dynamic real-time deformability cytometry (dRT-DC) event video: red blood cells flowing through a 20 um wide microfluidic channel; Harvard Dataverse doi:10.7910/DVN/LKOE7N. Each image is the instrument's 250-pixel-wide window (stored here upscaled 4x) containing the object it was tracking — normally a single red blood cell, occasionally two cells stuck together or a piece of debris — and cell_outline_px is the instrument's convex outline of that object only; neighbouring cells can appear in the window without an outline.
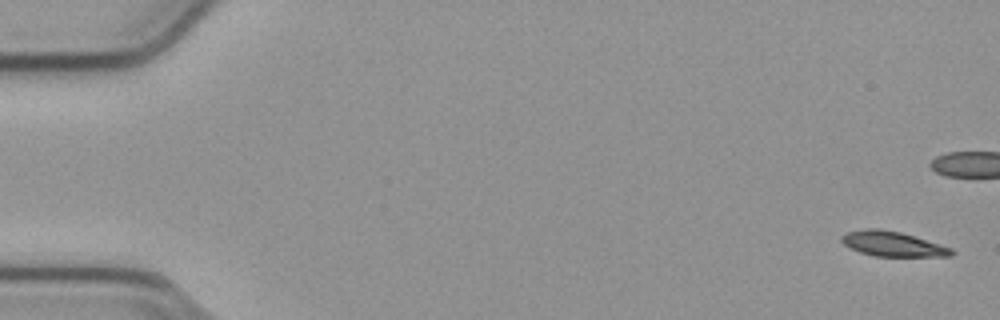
{"species": "common noctule bat (a hibernating species)", "species_latin": "Nyctalus noctula", "temperature_condition": "cold", "stored_images_in_passage": 55, "camera_frame_rate_fps": 3000, "um_per_image_px": 0.085, "animal": {"sex": "male", "body_mass_g": 23.1, "forearm_length_mm": 52.7}, "frame": {"image": 1, "passage_image": 1, "time_ms": 0.0, "image_size_px": [1000, 320], "cell_outline_px": [[956, 252], [952, 256], [872, 256], [860, 252], [844, 244], [840, 240], [840, 236], [848, 232], [868, 228], [880, 228], [900, 232], [940, 244], [952, 248]], "centroid_in_image_um": [75.88, 20.73], "position_along_channel_um": 9.1, "area_um2": 15.9}}
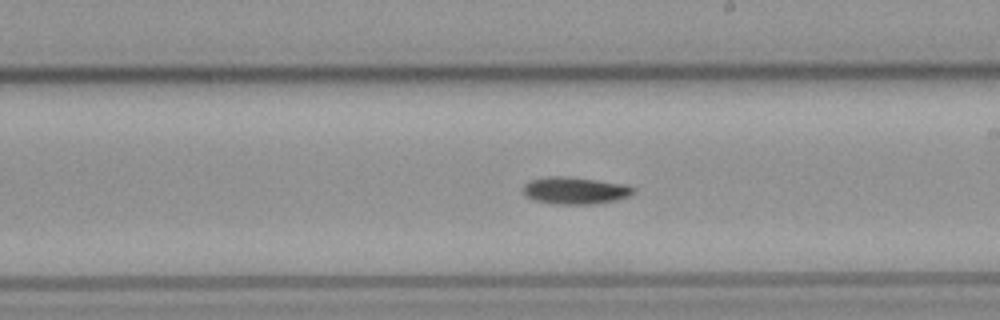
{"frame": {"image": 2, "passage_image": 31, "time_ms": 10.0, "image_size_px": [1000, 320], "cell_outline_px": [[636, 192], [628, 196], [616, 200], [596, 204], [552, 204], [532, 200], [524, 196], [520, 192], [520, 188], [524, 184], [532, 180], [548, 176], [560, 176], [596, 180], [628, 184], [636, 188]], "centroid_in_image_um": [48.85, 16.21], "position_along_channel_um": 240.2, "area_um2": 17.8}}
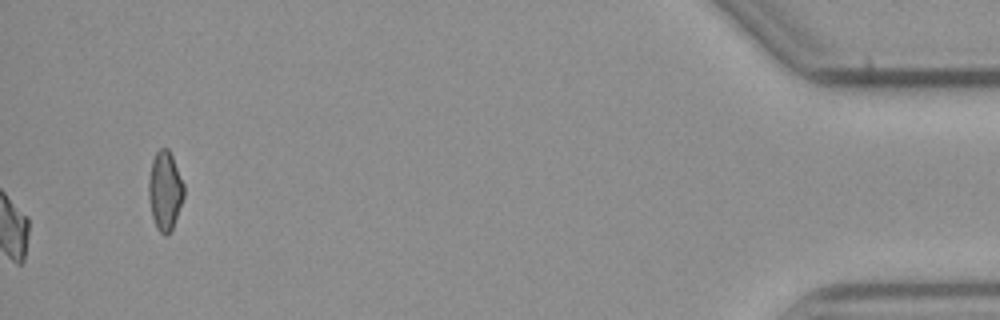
{"frame": {"image": 3, "passage_image": 55, "time_ms": 18.0, "image_size_px": [1000, 320], "cell_outline_px": [[184, 196], [172, 228], [168, 236], [164, 236], [156, 228], [152, 216], [148, 196], [148, 180], [152, 160], [156, 152], [160, 148], [168, 148], [172, 156], [184, 184]], "centroid_in_image_um": [14.01, 16.22], "position_along_channel_um": 421.2, "area_um2": 16.24}, "authors_computed_cell_mechanics": {"area_um2": 16.5886, "velocity_mm_per_s": 3.7856, "shape_relaxation_time_tau1_ms": 3.0431, "shape_relaxation_time_tau2_ms": null, "deformation_change_tau1": 0.1119, "deformation_change_tau2": null}}